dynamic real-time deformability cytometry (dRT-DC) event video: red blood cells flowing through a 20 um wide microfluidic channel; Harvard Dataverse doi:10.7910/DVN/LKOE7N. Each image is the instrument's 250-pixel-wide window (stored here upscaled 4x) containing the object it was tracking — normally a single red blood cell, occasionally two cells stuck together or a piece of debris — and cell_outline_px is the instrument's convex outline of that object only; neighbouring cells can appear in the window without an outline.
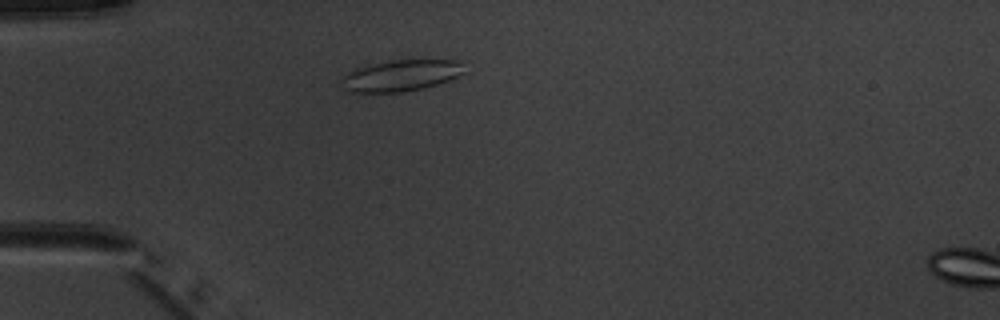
{"species": "common noctule bat (a hibernating species)", "species_latin": "Nyctalus noctula", "temperature_condition": "warm", "stored_images_in_passage": 4, "camera_frame_rate_fps": 3000, "um_per_image_px": 0.085, "animal": {"sex": "male", "body_mass_g": 20.1, "forearm_length_mm": 53.5}, "frame": {"image": 1, "passage_image": 3, "time_ms": 2.333, "image_size_px": [1000, 320], "cell_outline_px": [[464, 72], [448, 80], [424, 88], [400, 92], [352, 92], [344, 88], [340, 80], [348, 72], [356, 68], [388, 60], [460, 60]], "centroid_in_image_um": [34.05, 6.41], "position_along_channel_um": 50.9, "area_um2": 22.14}}